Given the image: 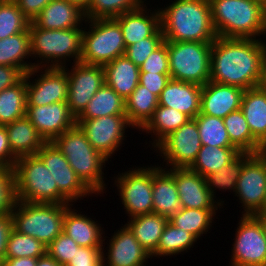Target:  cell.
I'll return each mask as SVG.
<instances>
[{
  "label": "cell",
  "mask_w": 266,
  "mask_h": 266,
  "mask_svg": "<svg viewBox=\"0 0 266 266\" xmlns=\"http://www.w3.org/2000/svg\"><path fill=\"white\" fill-rule=\"evenodd\" d=\"M158 9L165 41L213 42L217 37L208 0H171Z\"/></svg>",
  "instance_id": "cell-2"
},
{
  "label": "cell",
  "mask_w": 266,
  "mask_h": 266,
  "mask_svg": "<svg viewBox=\"0 0 266 266\" xmlns=\"http://www.w3.org/2000/svg\"><path fill=\"white\" fill-rule=\"evenodd\" d=\"M218 37L266 38L264 4L260 0H208Z\"/></svg>",
  "instance_id": "cell-3"
},
{
  "label": "cell",
  "mask_w": 266,
  "mask_h": 266,
  "mask_svg": "<svg viewBox=\"0 0 266 266\" xmlns=\"http://www.w3.org/2000/svg\"><path fill=\"white\" fill-rule=\"evenodd\" d=\"M201 146L197 123L195 118H191L167 136L154 150L159 154L156 156L162 157L163 164L166 162L165 166L160 164V167L187 169L194 163Z\"/></svg>",
  "instance_id": "cell-14"
},
{
  "label": "cell",
  "mask_w": 266,
  "mask_h": 266,
  "mask_svg": "<svg viewBox=\"0 0 266 266\" xmlns=\"http://www.w3.org/2000/svg\"><path fill=\"white\" fill-rule=\"evenodd\" d=\"M89 143L108 160L122 147L126 129L133 128L126 115H109L95 119L76 120ZM120 147V148H119Z\"/></svg>",
  "instance_id": "cell-15"
},
{
  "label": "cell",
  "mask_w": 266,
  "mask_h": 266,
  "mask_svg": "<svg viewBox=\"0 0 266 266\" xmlns=\"http://www.w3.org/2000/svg\"><path fill=\"white\" fill-rule=\"evenodd\" d=\"M13 228L12 215H0V266L4 263L7 239Z\"/></svg>",
  "instance_id": "cell-54"
},
{
  "label": "cell",
  "mask_w": 266,
  "mask_h": 266,
  "mask_svg": "<svg viewBox=\"0 0 266 266\" xmlns=\"http://www.w3.org/2000/svg\"><path fill=\"white\" fill-rule=\"evenodd\" d=\"M5 128L11 151L17 159L36 155L46 143L26 115L14 122L5 124Z\"/></svg>",
  "instance_id": "cell-27"
},
{
  "label": "cell",
  "mask_w": 266,
  "mask_h": 266,
  "mask_svg": "<svg viewBox=\"0 0 266 266\" xmlns=\"http://www.w3.org/2000/svg\"><path fill=\"white\" fill-rule=\"evenodd\" d=\"M17 158L13 155L5 125H0V166L14 169Z\"/></svg>",
  "instance_id": "cell-51"
},
{
  "label": "cell",
  "mask_w": 266,
  "mask_h": 266,
  "mask_svg": "<svg viewBox=\"0 0 266 266\" xmlns=\"http://www.w3.org/2000/svg\"><path fill=\"white\" fill-rule=\"evenodd\" d=\"M79 247L71 237L62 232L47 246V254L61 266H66Z\"/></svg>",
  "instance_id": "cell-46"
},
{
  "label": "cell",
  "mask_w": 266,
  "mask_h": 266,
  "mask_svg": "<svg viewBox=\"0 0 266 266\" xmlns=\"http://www.w3.org/2000/svg\"><path fill=\"white\" fill-rule=\"evenodd\" d=\"M108 240L107 252L104 248L102 250L103 266H147L149 263L151 255L125 224L116 229Z\"/></svg>",
  "instance_id": "cell-18"
},
{
  "label": "cell",
  "mask_w": 266,
  "mask_h": 266,
  "mask_svg": "<svg viewBox=\"0 0 266 266\" xmlns=\"http://www.w3.org/2000/svg\"><path fill=\"white\" fill-rule=\"evenodd\" d=\"M68 76L67 105L77 118L87 107L91 98L105 83V71L102 65L74 63L70 69L64 67Z\"/></svg>",
  "instance_id": "cell-17"
},
{
  "label": "cell",
  "mask_w": 266,
  "mask_h": 266,
  "mask_svg": "<svg viewBox=\"0 0 266 266\" xmlns=\"http://www.w3.org/2000/svg\"><path fill=\"white\" fill-rule=\"evenodd\" d=\"M84 10L68 0H51L32 20L37 28L71 29L85 26Z\"/></svg>",
  "instance_id": "cell-24"
},
{
  "label": "cell",
  "mask_w": 266,
  "mask_h": 266,
  "mask_svg": "<svg viewBox=\"0 0 266 266\" xmlns=\"http://www.w3.org/2000/svg\"><path fill=\"white\" fill-rule=\"evenodd\" d=\"M158 105L159 97L138 84L125 99L126 117L133 128L139 131L152 117Z\"/></svg>",
  "instance_id": "cell-33"
},
{
  "label": "cell",
  "mask_w": 266,
  "mask_h": 266,
  "mask_svg": "<svg viewBox=\"0 0 266 266\" xmlns=\"http://www.w3.org/2000/svg\"><path fill=\"white\" fill-rule=\"evenodd\" d=\"M170 79V73L140 72L139 84L159 97Z\"/></svg>",
  "instance_id": "cell-50"
},
{
  "label": "cell",
  "mask_w": 266,
  "mask_h": 266,
  "mask_svg": "<svg viewBox=\"0 0 266 266\" xmlns=\"http://www.w3.org/2000/svg\"><path fill=\"white\" fill-rule=\"evenodd\" d=\"M177 192L183 208L221 210L223 207L211 195L206 178L187 169H174Z\"/></svg>",
  "instance_id": "cell-20"
},
{
  "label": "cell",
  "mask_w": 266,
  "mask_h": 266,
  "mask_svg": "<svg viewBox=\"0 0 266 266\" xmlns=\"http://www.w3.org/2000/svg\"><path fill=\"white\" fill-rule=\"evenodd\" d=\"M191 118L176 110L175 108H169L166 106L158 105L153 112L152 117L148 122L139 130L142 133L151 135L152 141H148L151 144V150L155 149L167 136L172 132L180 128Z\"/></svg>",
  "instance_id": "cell-30"
},
{
  "label": "cell",
  "mask_w": 266,
  "mask_h": 266,
  "mask_svg": "<svg viewBox=\"0 0 266 266\" xmlns=\"http://www.w3.org/2000/svg\"><path fill=\"white\" fill-rule=\"evenodd\" d=\"M29 24L15 1H0V40L24 32Z\"/></svg>",
  "instance_id": "cell-44"
},
{
  "label": "cell",
  "mask_w": 266,
  "mask_h": 266,
  "mask_svg": "<svg viewBox=\"0 0 266 266\" xmlns=\"http://www.w3.org/2000/svg\"><path fill=\"white\" fill-rule=\"evenodd\" d=\"M167 44L170 78L205 85L210 81L212 42H176Z\"/></svg>",
  "instance_id": "cell-9"
},
{
  "label": "cell",
  "mask_w": 266,
  "mask_h": 266,
  "mask_svg": "<svg viewBox=\"0 0 266 266\" xmlns=\"http://www.w3.org/2000/svg\"><path fill=\"white\" fill-rule=\"evenodd\" d=\"M105 83L124 100L139 84L140 69L125 55L117 57L103 66Z\"/></svg>",
  "instance_id": "cell-29"
},
{
  "label": "cell",
  "mask_w": 266,
  "mask_h": 266,
  "mask_svg": "<svg viewBox=\"0 0 266 266\" xmlns=\"http://www.w3.org/2000/svg\"><path fill=\"white\" fill-rule=\"evenodd\" d=\"M261 39L216 37L212 42L210 81L247 90L259 86Z\"/></svg>",
  "instance_id": "cell-1"
},
{
  "label": "cell",
  "mask_w": 266,
  "mask_h": 266,
  "mask_svg": "<svg viewBox=\"0 0 266 266\" xmlns=\"http://www.w3.org/2000/svg\"><path fill=\"white\" fill-rule=\"evenodd\" d=\"M15 201L14 170L0 166V215L10 214Z\"/></svg>",
  "instance_id": "cell-47"
},
{
  "label": "cell",
  "mask_w": 266,
  "mask_h": 266,
  "mask_svg": "<svg viewBox=\"0 0 266 266\" xmlns=\"http://www.w3.org/2000/svg\"><path fill=\"white\" fill-rule=\"evenodd\" d=\"M26 77L0 92V125L14 122L26 115Z\"/></svg>",
  "instance_id": "cell-40"
},
{
  "label": "cell",
  "mask_w": 266,
  "mask_h": 266,
  "mask_svg": "<svg viewBox=\"0 0 266 266\" xmlns=\"http://www.w3.org/2000/svg\"><path fill=\"white\" fill-rule=\"evenodd\" d=\"M146 0H90L84 10L86 19H109L135 10Z\"/></svg>",
  "instance_id": "cell-43"
},
{
  "label": "cell",
  "mask_w": 266,
  "mask_h": 266,
  "mask_svg": "<svg viewBox=\"0 0 266 266\" xmlns=\"http://www.w3.org/2000/svg\"><path fill=\"white\" fill-rule=\"evenodd\" d=\"M165 41L162 29L159 28L151 37L144 38L125 49V56L140 67L147 57Z\"/></svg>",
  "instance_id": "cell-45"
},
{
  "label": "cell",
  "mask_w": 266,
  "mask_h": 266,
  "mask_svg": "<svg viewBox=\"0 0 266 266\" xmlns=\"http://www.w3.org/2000/svg\"><path fill=\"white\" fill-rule=\"evenodd\" d=\"M51 0H15L23 15L30 21L42 11Z\"/></svg>",
  "instance_id": "cell-53"
},
{
  "label": "cell",
  "mask_w": 266,
  "mask_h": 266,
  "mask_svg": "<svg viewBox=\"0 0 266 266\" xmlns=\"http://www.w3.org/2000/svg\"><path fill=\"white\" fill-rule=\"evenodd\" d=\"M25 77V73L18 67L0 65V92L14 86Z\"/></svg>",
  "instance_id": "cell-52"
},
{
  "label": "cell",
  "mask_w": 266,
  "mask_h": 266,
  "mask_svg": "<svg viewBox=\"0 0 266 266\" xmlns=\"http://www.w3.org/2000/svg\"><path fill=\"white\" fill-rule=\"evenodd\" d=\"M202 86L170 79L159 96V105L183 112L190 118L200 113Z\"/></svg>",
  "instance_id": "cell-26"
},
{
  "label": "cell",
  "mask_w": 266,
  "mask_h": 266,
  "mask_svg": "<svg viewBox=\"0 0 266 266\" xmlns=\"http://www.w3.org/2000/svg\"><path fill=\"white\" fill-rule=\"evenodd\" d=\"M263 153L266 155V145L263 148Z\"/></svg>",
  "instance_id": "cell-61"
},
{
  "label": "cell",
  "mask_w": 266,
  "mask_h": 266,
  "mask_svg": "<svg viewBox=\"0 0 266 266\" xmlns=\"http://www.w3.org/2000/svg\"><path fill=\"white\" fill-rule=\"evenodd\" d=\"M202 145L235 147L229 140L222 118L199 113L195 117Z\"/></svg>",
  "instance_id": "cell-41"
},
{
  "label": "cell",
  "mask_w": 266,
  "mask_h": 266,
  "mask_svg": "<svg viewBox=\"0 0 266 266\" xmlns=\"http://www.w3.org/2000/svg\"><path fill=\"white\" fill-rule=\"evenodd\" d=\"M253 137L266 145V87L244 90L241 107Z\"/></svg>",
  "instance_id": "cell-28"
},
{
  "label": "cell",
  "mask_w": 266,
  "mask_h": 266,
  "mask_svg": "<svg viewBox=\"0 0 266 266\" xmlns=\"http://www.w3.org/2000/svg\"><path fill=\"white\" fill-rule=\"evenodd\" d=\"M47 254V246L28 235H24L11 229L6 246L5 259L33 257L39 258Z\"/></svg>",
  "instance_id": "cell-42"
},
{
  "label": "cell",
  "mask_w": 266,
  "mask_h": 266,
  "mask_svg": "<svg viewBox=\"0 0 266 266\" xmlns=\"http://www.w3.org/2000/svg\"><path fill=\"white\" fill-rule=\"evenodd\" d=\"M223 120L229 140L240 152H263L264 147L253 137L241 109L229 113Z\"/></svg>",
  "instance_id": "cell-37"
},
{
  "label": "cell",
  "mask_w": 266,
  "mask_h": 266,
  "mask_svg": "<svg viewBox=\"0 0 266 266\" xmlns=\"http://www.w3.org/2000/svg\"><path fill=\"white\" fill-rule=\"evenodd\" d=\"M83 29L82 26L64 30L42 29L30 22L31 59H37V63L33 62V68H64L69 66L68 64L79 62L82 55Z\"/></svg>",
  "instance_id": "cell-5"
},
{
  "label": "cell",
  "mask_w": 266,
  "mask_h": 266,
  "mask_svg": "<svg viewBox=\"0 0 266 266\" xmlns=\"http://www.w3.org/2000/svg\"><path fill=\"white\" fill-rule=\"evenodd\" d=\"M74 204H71L64 215L63 233L71 237L80 247H103L105 242L104 227L97 219L83 215L80 210L74 209ZM73 208V209H72ZM80 212V213H79ZM82 213V214H81ZM98 222V223H97ZM104 244V245H103Z\"/></svg>",
  "instance_id": "cell-23"
},
{
  "label": "cell",
  "mask_w": 266,
  "mask_h": 266,
  "mask_svg": "<svg viewBox=\"0 0 266 266\" xmlns=\"http://www.w3.org/2000/svg\"><path fill=\"white\" fill-rule=\"evenodd\" d=\"M132 167L111 178L129 219L153 213V166Z\"/></svg>",
  "instance_id": "cell-10"
},
{
  "label": "cell",
  "mask_w": 266,
  "mask_h": 266,
  "mask_svg": "<svg viewBox=\"0 0 266 266\" xmlns=\"http://www.w3.org/2000/svg\"><path fill=\"white\" fill-rule=\"evenodd\" d=\"M70 205L16 200L11 211L13 228L48 246L63 232L64 215Z\"/></svg>",
  "instance_id": "cell-6"
},
{
  "label": "cell",
  "mask_w": 266,
  "mask_h": 266,
  "mask_svg": "<svg viewBox=\"0 0 266 266\" xmlns=\"http://www.w3.org/2000/svg\"><path fill=\"white\" fill-rule=\"evenodd\" d=\"M252 153L241 152L232 162H230L227 166H223L219 171L212 172L207 175L206 183L207 187L211 193V195L215 198V200L221 205L224 204L225 200L217 198L216 191L217 189L221 192H233L235 194L237 180L241 174L244 161L251 155ZM217 198V199H216Z\"/></svg>",
  "instance_id": "cell-36"
},
{
  "label": "cell",
  "mask_w": 266,
  "mask_h": 266,
  "mask_svg": "<svg viewBox=\"0 0 266 266\" xmlns=\"http://www.w3.org/2000/svg\"><path fill=\"white\" fill-rule=\"evenodd\" d=\"M103 247H79L66 266H103Z\"/></svg>",
  "instance_id": "cell-49"
},
{
  "label": "cell",
  "mask_w": 266,
  "mask_h": 266,
  "mask_svg": "<svg viewBox=\"0 0 266 266\" xmlns=\"http://www.w3.org/2000/svg\"><path fill=\"white\" fill-rule=\"evenodd\" d=\"M243 93L242 88L209 81L202 86L200 113L223 119L240 109Z\"/></svg>",
  "instance_id": "cell-21"
},
{
  "label": "cell",
  "mask_w": 266,
  "mask_h": 266,
  "mask_svg": "<svg viewBox=\"0 0 266 266\" xmlns=\"http://www.w3.org/2000/svg\"><path fill=\"white\" fill-rule=\"evenodd\" d=\"M53 176L59 189V204H75L93 192L80 180L63 153L53 142H46L36 154Z\"/></svg>",
  "instance_id": "cell-12"
},
{
  "label": "cell",
  "mask_w": 266,
  "mask_h": 266,
  "mask_svg": "<svg viewBox=\"0 0 266 266\" xmlns=\"http://www.w3.org/2000/svg\"><path fill=\"white\" fill-rule=\"evenodd\" d=\"M25 77L27 106L67 102L68 76L65 68H33Z\"/></svg>",
  "instance_id": "cell-16"
},
{
  "label": "cell",
  "mask_w": 266,
  "mask_h": 266,
  "mask_svg": "<svg viewBox=\"0 0 266 266\" xmlns=\"http://www.w3.org/2000/svg\"><path fill=\"white\" fill-rule=\"evenodd\" d=\"M254 216L260 221L266 236V211H262Z\"/></svg>",
  "instance_id": "cell-58"
},
{
  "label": "cell",
  "mask_w": 266,
  "mask_h": 266,
  "mask_svg": "<svg viewBox=\"0 0 266 266\" xmlns=\"http://www.w3.org/2000/svg\"><path fill=\"white\" fill-rule=\"evenodd\" d=\"M240 153L236 147L202 145L194 163L189 169L206 177L212 172L219 171L223 166H227Z\"/></svg>",
  "instance_id": "cell-35"
},
{
  "label": "cell",
  "mask_w": 266,
  "mask_h": 266,
  "mask_svg": "<svg viewBox=\"0 0 266 266\" xmlns=\"http://www.w3.org/2000/svg\"><path fill=\"white\" fill-rule=\"evenodd\" d=\"M26 116L46 142H52L76 125V118L70 112L67 102L27 106Z\"/></svg>",
  "instance_id": "cell-19"
},
{
  "label": "cell",
  "mask_w": 266,
  "mask_h": 266,
  "mask_svg": "<svg viewBox=\"0 0 266 266\" xmlns=\"http://www.w3.org/2000/svg\"><path fill=\"white\" fill-rule=\"evenodd\" d=\"M109 115H126L125 100L104 83L76 120L95 119Z\"/></svg>",
  "instance_id": "cell-34"
},
{
  "label": "cell",
  "mask_w": 266,
  "mask_h": 266,
  "mask_svg": "<svg viewBox=\"0 0 266 266\" xmlns=\"http://www.w3.org/2000/svg\"><path fill=\"white\" fill-rule=\"evenodd\" d=\"M30 57L29 27L24 32L0 40V65L18 67L26 74L33 69Z\"/></svg>",
  "instance_id": "cell-32"
},
{
  "label": "cell",
  "mask_w": 266,
  "mask_h": 266,
  "mask_svg": "<svg viewBox=\"0 0 266 266\" xmlns=\"http://www.w3.org/2000/svg\"><path fill=\"white\" fill-rule=\"evenodd\" d=\"M139 69L140 72L170 73L167 44L164 42L153 51Z\"/></svg>",
  "instance_id": "cell-48"
},
{
  "label": "cell",
  "mask_w": 266,
  "mask_h": 266,
  "mask_svg": "<svg viewBox=\"0 0 266 266\" xmlns=\"http://www.w3.org/2000/svg\"><path fill=\"white\" fill-rule=\"evenodd\" d=\"M153 213L170 218L183 207L174 179V168L153 165Z\"/></svg>",
  "instance_id": "cell-25"
},
{
  "label": "cell",
  "mask_w": 266,
  "mask_h": 266,
  "mask_svg": "<svg viewBox=\"0 0 266 266\" xmlns=\"http://www.w3.org/2000/svg\"><path fill=\"white\" fill-rule=\"evenodd\" d=\"M36 266H61L55 259L48 254L38 258Z\"/></svg>",
  "instance_id": "cell-57"
},
{
  "label": "cell",
  "mask_w": 266,
  "mask_h": 266,
  "mask_svg": "<svg viewBox=\"0 0 266 266\" xmlns=\"http://www.w3.org/2000/svg\"><path fill=\"white\" fill-rule=\"evenodd\" d=\"M76 5H78L81 9L85 10L88 7L90 0H68Z\"/></svg>",
  "instance_id": "cell-59"
},
{
  "label": "cell",
  "mask_w": 266,
  "mask_h": 266,
  "mask_svg": "<svg viewBox=\"0 0 266 266\" xmlns=\"http://www.w3.org/2000/svg\"><path fill=\"white\" fill-rule=\"evenodd\" d=\"M197 241L198 239L191 233L179 229L168 222L162 232L156 251L151 255V259L153 257L166 258V256H169L170 258L179 254L183 255L189 252Z\"/></svg>",
  "instance_id": "cell-39"
},
{
  "label": "cell",
  "mask_w": 266,
  "mask_h": 266,
  "mask_svg": "<svg viewBox=\"0 0 266 266\" xmlns=\"http://www.w3.org/2000/svg\"><path fill=\"white\" fill-rule=\"evenodd\" d=\"M13 170L16 200L59 204L57 184L37 155L18 158Z\"/></svg>",
  "instance_id": "cell-8"
},
{
  "label": "cell",
  "mask_w": 266,
  "mask_h": 266,
  "mask_svg": "<svg viewBox=\"0 0 266 266\" xmlns=\"http://www.w3.org/2000/svg\"><path fill=\"white\" fill-rule=\"evenodd\" d=\"M52 142L63 153L76 175L94 193V196L106 194L105 179L107 178L103 176L105 174L103 171L109 160L94 149L77 124Z\"/></svg>",
  "instance_id": "cell-4"
},
{
  "label": "cell",
  "mask_w": 266,
  "mask_h": 266,
  "mask_svg": "<svg viewBox=\"0 0 266 266\" xmlns=\"http://www.w3.org/2000/svg\"><path fill=\"white\" fill-rule=\"evenodd\" d=\"M144 1L135 10L128 11L115 17L119 23L125 46H130L140 40L151 37L160 28V13L157 5V10L148 8ZM152 11V12H151Z\"/></svg>",
  "instance_id": "cell-22"
},
{
  "label": "cell",
  "mask_w": 266,
  "mask_h": 266,
  "mask_svg": "<svg viewBox=\"0 0 266 266\" xmlns=\"http://www.w3.org/2000/svg\"><path fill=\"white\" fill-rule=\"evenodd\" d=\"M263 4H264V16H265V22H266V1Z\"/></svg>",
  "instance_id": "cell-60"
},
{
  "label": "cell",
  "mask_w": 266,
  "mask_h": 266,
  "mask_svg": "<svg viewBox=\"0 0 266 266\" xmlns=\"http://www.w3.org/2000/svg\"><path fill=\"white\" fill-rule=\"evenodd\" d=\"M38 258L33 257H20L4 259L1 266H36Z\"/></svg>",
  "instance_id": "cell-55"
},
{
  "label": "cell",
  "mask_w": 266,
  "mask_h": 266,
  "mask_svg": "<svg viewBox=\"0 0 266 266\" xmlns=\"http://www.w3.org/2000/svg\"><path fill=\"white\" fill-rule=\"evenodd\" d=\"M218 210H203L182 208L169 218V222L175 227L187 231L194 235L198 240L202 238L215 222ZM202 236V237H201Z\"/></svg>",
  "instance_id": "cell-38"
},
{
  "label": "cell",
  "mask_w": 266,
  "mask_h": 266,
  "mask_svg": "<svg viewBox=\"0 0 266 266\" xmlns=\"http://www.w3.org/2000/svg\"><path fill=\"white\" fill-rule=\"evenodd\" d=\"M169 218L156 213L140 215L127 220L125 225L134 234L142 247L152 255L158 245Z\"/></svg>",
  "instance_id": "cell-31"
},
{
  "label": "cell",
  "mask_w": 266,
  "mask_h": 266,
  "mask_svg": "<svg viewBox=\"0 0 266 266\" xmlns=\"http://www.w3.org/2000/svg\"><path fill=\"white\" fill-rule=\"evenodd\" d=\"M241 203L242 215H256L265 211L266 155L252 153L243 164L237 180L235 195Z\"/></svg>",
  "instance_id": "cell-11"
},
{
  "label": "cell",
  "mask_w": 266,
  "mask_h": 266,
  "mask_svg": "<svg viewBox=\"0 0 266 266\" xmlns=\"http://www.w3.org/2000/svg\"><path fill=\"white\" fill-rule=\"evenodd\" d=\"M231 247L229 266H266V236L260 221L241 215Z\"/></svg>",
  "instance_id": "cell-13"
},
{
  "label": "cell",
  "mask_w": 266,
  "mask_h": 266,
  "mask_svg": "<svg viewBox=\"0 0 266 266\" xmlns=\"http://www.w3.org/2000/svg\"><path fill=\"white\" fill-rule=\"evenodd\" d=\"M259 86L266 87V40L262 39Z\"/></svg>",
  "instance_id": "cell-56"
},
{
  "label": "cell",
  "mask_w": 266,
  "mask_h": 266,
  "mask_svg": "<svg viewBox=\"0 0 266 266\" xmlns=\"http://www.w3.org/2000/svg\"><path fill=\"white\" fill-rule=\"evenodd\" d=\"M84 24L89 26L83 29L80 62L104 66L125 54L123 34L114 18L86 19Z\"/></svg>",
  "instance_id": "cell-7"
}]
</instances>
